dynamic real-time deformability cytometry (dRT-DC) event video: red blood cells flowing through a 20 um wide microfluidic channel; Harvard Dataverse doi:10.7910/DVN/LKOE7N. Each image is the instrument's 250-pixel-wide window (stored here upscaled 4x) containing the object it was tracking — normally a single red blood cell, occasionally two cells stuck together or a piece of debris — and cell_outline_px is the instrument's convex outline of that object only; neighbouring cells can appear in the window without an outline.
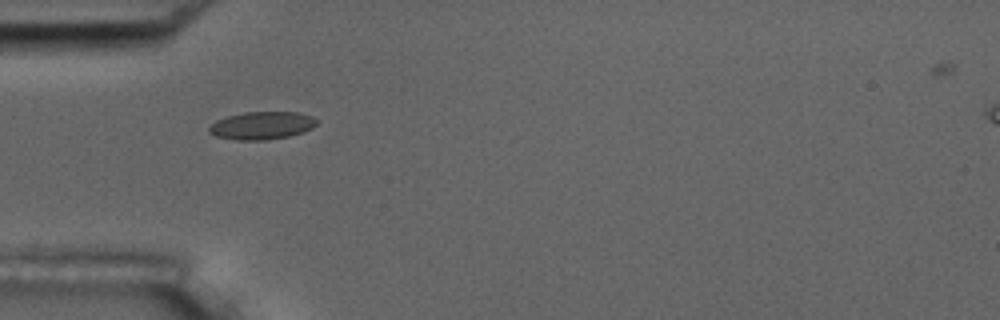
{"species": "common noctule bat (a hibernating species)", "species_latin": "Nyctalus noctula", "temperature_condition": "room temperature", "stored_images_in_passage": 11, "camera_frame_rate_fps": 3000, "um_per_image_px": 0.085, "animal": {"sex": "male", "body_mass_g": 17.5, "forearm_length_mm": 52.3}, "frame": {"image": 1, "passage_image": 1, "time_ms": 0.0, "image_size_px": [1000, 320], "cell_outline_px": [[316, 124], [312, 128], [288, 136], [264, 140], [236, 140], [216, 136], [208, 132], [208, 128], [216, 120], [228, 116], [244, 112], [300, 112], [312, 116], [316, 120]], "centroid_in_image_um": [22.23, 10.66], "position_along_channel_um": 62.8, "area_um2": 17.28}}
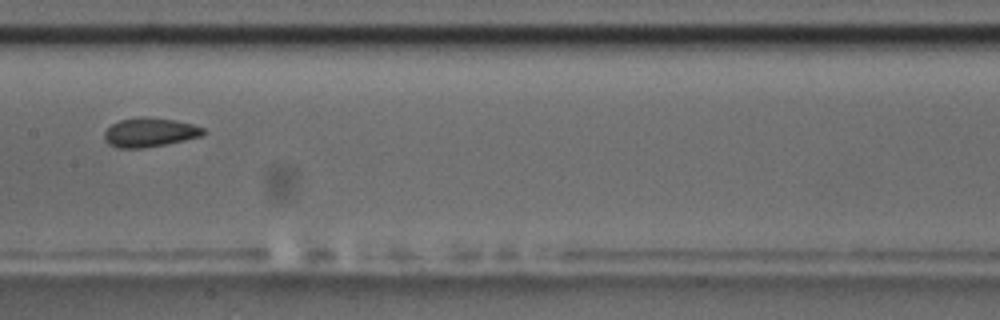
{"frame": {"image": 2, "passage_image": 4, "time_ms": 3.667, "image_size_px": [1000, 320], "cell_outline_px": [[208, 132], [204, 136], [144, 148], [116, 148], [108, 144], [104, 140], [104, 132], [112, 124], [120, 120], [140, 116], [148, 116], [176, 120], [192, 124], [204, 128]], "centroid_in_image_um": [12.74, 11.24], "position_along_channel_um": 194.7, "area_um2": 17.05}, "authors_computed_cell_mechanics": {"area_um2": 16.9354, "velocity_mm_per_s": 3.6419, "shape_relaxation_time_tau1_ms": 3.5238, "shape_relaxation_time_tau2_ms": null, "deformation_change_tau1": 0.0737, "deformation_change_tau2": null}}